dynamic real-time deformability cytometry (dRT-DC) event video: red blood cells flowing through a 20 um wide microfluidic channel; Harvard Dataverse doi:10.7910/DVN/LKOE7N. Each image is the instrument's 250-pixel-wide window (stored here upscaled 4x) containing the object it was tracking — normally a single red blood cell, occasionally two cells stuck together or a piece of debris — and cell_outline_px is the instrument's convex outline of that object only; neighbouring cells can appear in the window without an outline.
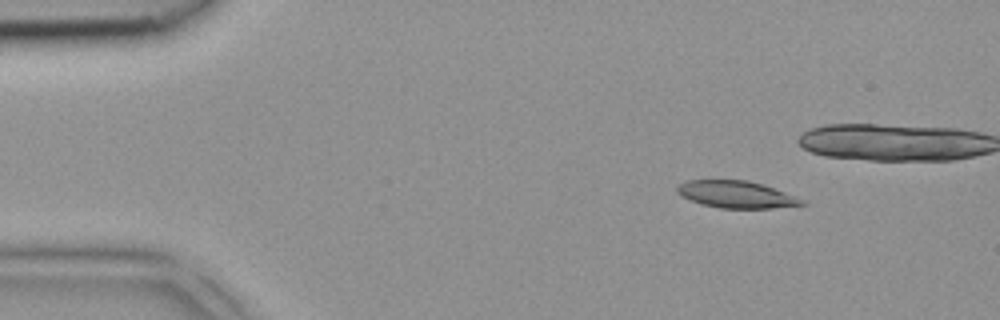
{"species": "common noctule bat (a hibernating species)", "species_latin": "Nyctalus noctula", "temperature_condition": "room temperature", "stored_images_in_passage": 4, "camera_frame_rate_fps": 3000, "um_per_image_px": 0.085, "animal": {"sex": "female", "body_mass_g": 18.4}, "frame": {"image": 1, "passage_image": 1, "time_ms": 0.0, "image_size_px": [1000, 320], "cell_outline_px": [[808, 204], [772, 208], [720, 208], [700, 204], [680, 196], [676, 192], [676, 188], [680, 184], [688, 180], [748, 180], [764, 184], [804, 200]], "centroid_in_image_um": [62.56, 16.53], "position_along_channel_um": 22.4, "area_um2": 19.71}}